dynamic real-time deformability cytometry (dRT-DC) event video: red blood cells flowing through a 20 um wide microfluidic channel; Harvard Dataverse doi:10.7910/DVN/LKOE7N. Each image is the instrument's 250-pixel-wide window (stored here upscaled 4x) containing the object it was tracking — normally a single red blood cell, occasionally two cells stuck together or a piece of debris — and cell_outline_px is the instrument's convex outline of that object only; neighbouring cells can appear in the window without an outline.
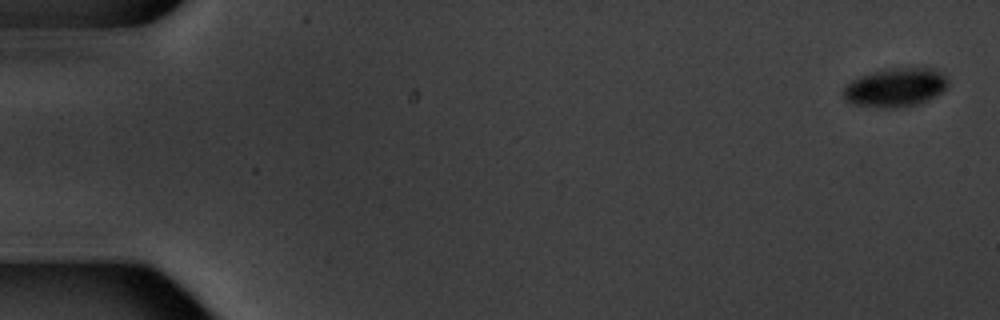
{"species": "common noctule bat (a hibernating species)", "species_latin": "Nyctalus noctula", "temperature_condition": "warm", "stored_images_in_passage": 5, "camera_frame_rate_fps": 3000, "um_per_image_px": 0.085, "animal": {"sex": "male", "body_mass_g": 20.1, "forearm_length_mm": 53.5}, "frame": {"image": 1, "passage_image": 1, "time_ms": 0.0, "image_size_px": [1000, 320], "cell_outline_px": [[948, 84], [936, 96], [920, 104], [900, 108], [880, 108], [852, 104], [840, 92], [852, 80], [860, 76], [884, 68], [932, 68], [940, 72], [948, 80]], "centroid_in_image_um": [76.09, 7.44], "position_along_channel_um": 8.9, "area_um2": 23.76}}
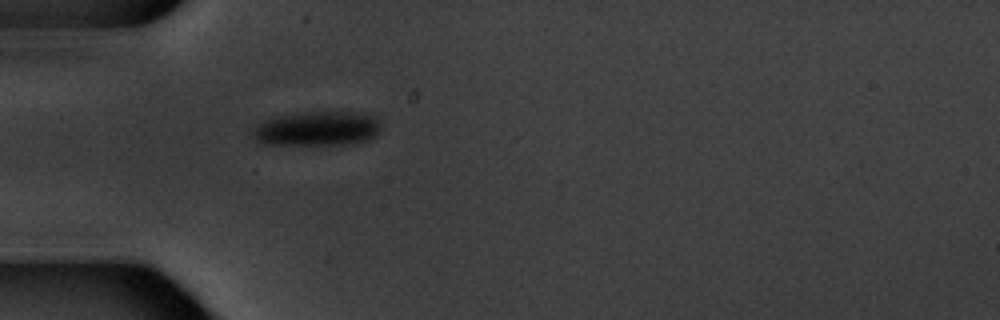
{"frame": {"image": 2, "passage_image": 5, "time_ms": 5.667, "image_size_px": [1000, 320], "cell_outline_px": [[380, 128], [376, 136], [368, 140], [352, 144], [260, 144], [252, 136], [252, 128], [264, 120], [280, 116], [300, 112], [372, 112], [376, 116], [380, 124]], "centroid_in_image_um": [27.01, 10.92], "position_along_channel_um": 58.0, "area_um2": 26.13}}